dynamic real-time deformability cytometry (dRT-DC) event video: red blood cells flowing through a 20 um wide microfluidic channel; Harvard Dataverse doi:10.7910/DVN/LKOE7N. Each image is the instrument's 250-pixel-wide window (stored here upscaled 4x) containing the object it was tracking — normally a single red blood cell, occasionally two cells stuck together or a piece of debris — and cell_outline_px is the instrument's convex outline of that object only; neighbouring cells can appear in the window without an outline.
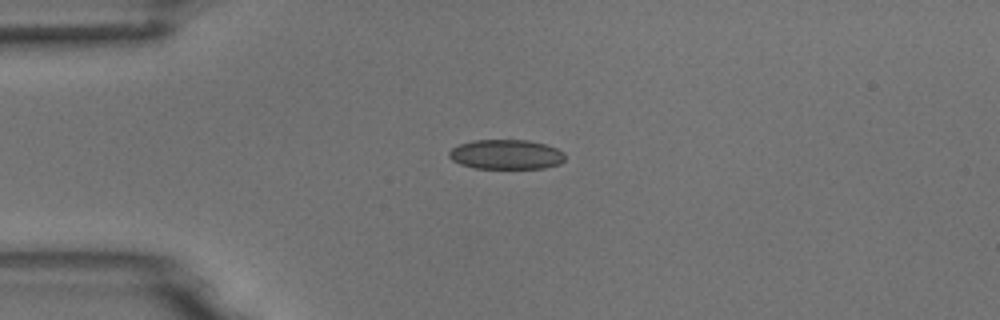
{"species": "common noctule bat (a hibernating species)", "species_latin": "Nyctalus noctula", "temperature_condition": "room temperature", "stored_images_in_passage": 2, "camera_frame_rate_fps": 3000, "um_per_image_px": 0.085, "animal": {"sex": "male", "body_mass_g": 18.8}, "frame": {"image": 1, "passage_image": 1, "time_ms": 0.0, "image_size_px": [1000, 320], "cell_outline_px": [[564, 160], [560, 164], [544, 168], [476, 168], [460, 164], [452, 160], [448, 156], [448, 152], [452, 148], [460, 144], [472, 140], [528, 140], [544, 144], [556, 148], [564, 152]], "centroid_in_image_um": [43.01, 13.12], "position_along_channel_um": 42.0, "area_um2": 20.06}}